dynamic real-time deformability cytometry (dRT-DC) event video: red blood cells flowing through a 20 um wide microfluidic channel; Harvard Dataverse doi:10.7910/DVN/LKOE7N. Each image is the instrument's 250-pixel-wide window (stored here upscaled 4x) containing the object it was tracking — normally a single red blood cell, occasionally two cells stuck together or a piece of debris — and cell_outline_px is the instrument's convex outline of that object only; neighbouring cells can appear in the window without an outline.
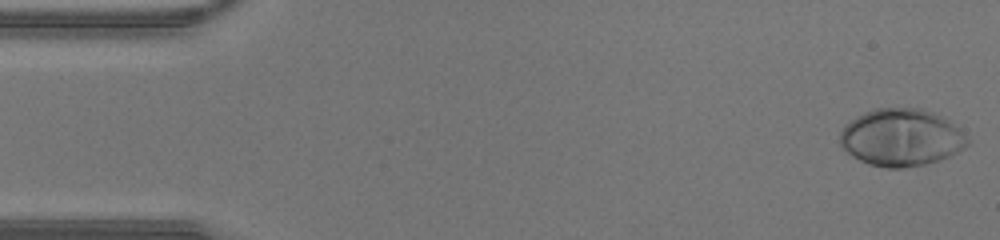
{"species": "human", "species_latin": "Homo sapiens", "temperature_condition": "warm", "stored_images_in_passage": 45, "camera_frame_rate_fps": 3000, "um_per_image_px": 0.085, "donor": {"sex": "male"}, "frame": {"image": 1, "passage_image": 1, "time_ms": 0.0, "image_size_px": [1000, 240], "cell_outline_px": [[968, 144], [964, 148], [940, 160], [924, 164], [900, 168], [888, 168], [868, 164], [852, 156], [840, 144], [840, 132], [844, 124], [856, 116], [864, 112], [876, 108], [920, 108], [932, 112], [948, 120], [968, 136]], "centroid_in_image_um": [76.59, 11.68], "position_along_channel_um": 8.4, "area_um2": 42.48}}
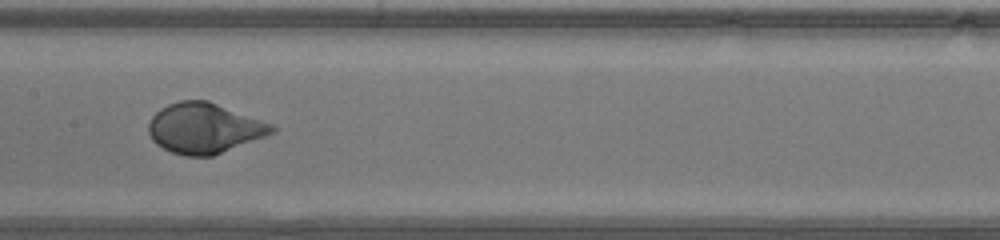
{"frame": {"image": 2, "passage_image": 22, "time_ms": 7.0, "image_size_px": [1000, 240], "cell_outline_px": [[276, 132], [212, 156], [184, 156], [172, 152], [156, 144], [152, 140], [148, 132], [148, 124], [152, 116], [160, 108], [168, 104], [180, 100], [208, 100], [272, 124], [276, 128]], "centroid_in_image_um": [17.34, 10.89], "position_along_channel_um": 190.1, "area_um2": 36.07}}
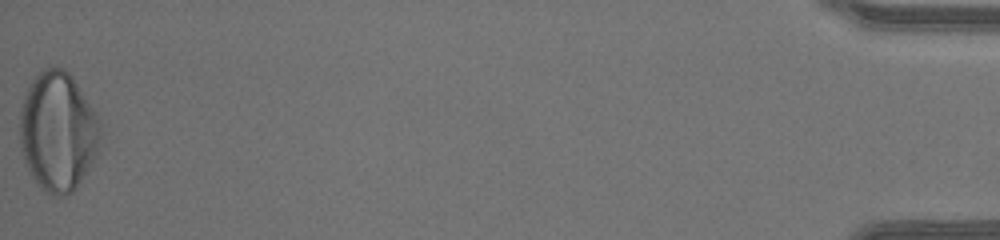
{"frame": {"image": 3, "passage_image": 45, "time_ms": 14.667, "image_size_px": [1000, 240], "cell_outline_px": [[100, 136], [96, 156], [76, 188], [72, 192], [64, 196], [52, 196], [40, 188], [36, 184], [24, 160], [20, 148], [20, 112], [24, 96], [32, 80], [44, 68], [52, 64], [56, 64], [64, 68], [72, 76], [96, 112], [100, 120]], "centroid_in_image_um": [4.92, 11.17], "position_along_channel_um": 430.3, "area_um2": 56.36}}